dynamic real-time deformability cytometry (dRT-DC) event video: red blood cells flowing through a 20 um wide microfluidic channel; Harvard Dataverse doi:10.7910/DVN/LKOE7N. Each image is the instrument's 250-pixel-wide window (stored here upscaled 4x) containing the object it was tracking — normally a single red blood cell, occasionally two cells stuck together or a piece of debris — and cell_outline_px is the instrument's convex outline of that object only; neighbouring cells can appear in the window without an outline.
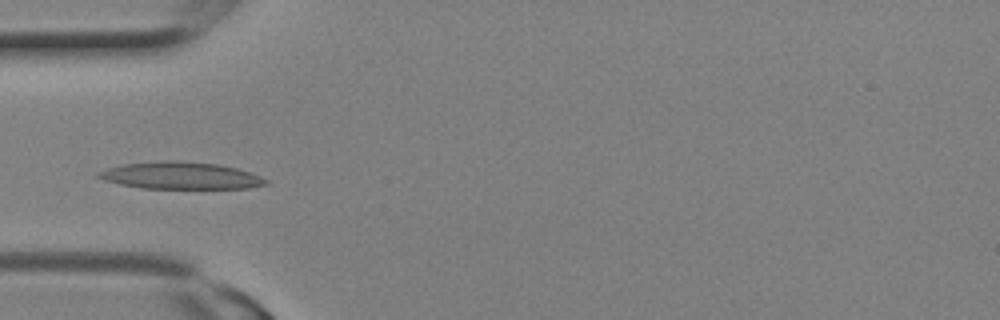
{"species": "Egyptian fruit bat (a non-hibernating species)", "species_latin": "Rousettus aegyptiacus", "temperature_condition": "room temperature", "stored_images_in_passage": 2, "camera_frame_rate_fps": 3000, "um_per_image_px": 0.085, "animal": {"sex": "female"}, "frame": {"image": 1, "passage_image": 1, "time_ms": 0.0, "image_size_px": [1000, 320], "cell_outline_px": [[268, 184], [248, 188], [140, 188], [120, 184], [104, 180], [96, 176], [96, 172], [120, 164], [160, 160], [176, 160], [220, 164], [236, 168], [260, 176], [268, 180]], "centroid_in_image_um": [15.31, 14.91], "position_along_channel_um": 69.7, "area_um2": 26.53}}